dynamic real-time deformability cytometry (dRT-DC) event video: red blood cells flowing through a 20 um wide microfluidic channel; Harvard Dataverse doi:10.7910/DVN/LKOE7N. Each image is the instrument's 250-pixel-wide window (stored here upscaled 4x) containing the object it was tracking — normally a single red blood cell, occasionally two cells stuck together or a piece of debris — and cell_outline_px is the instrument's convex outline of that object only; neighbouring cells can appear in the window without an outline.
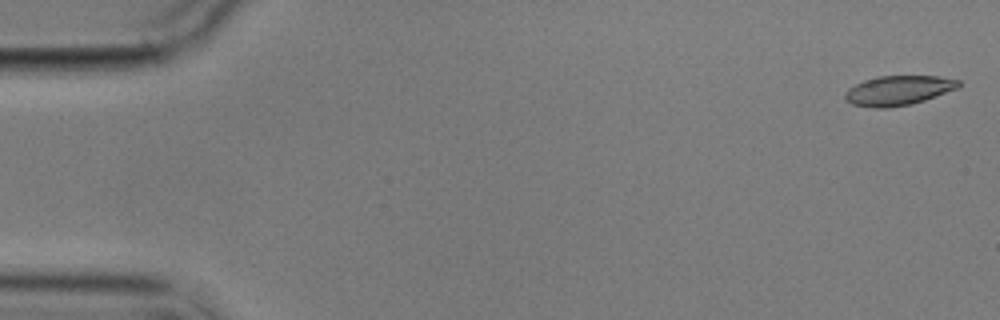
{"species": "common noctule bat (a hibernating species)", "species_latin": "Nyctalus noctula", "temperature_condition": "cold", "stored_images_in_passage": 5, "camera_frame_rate_fps": 3000, "um_per_image_px": 0.085, "animal": {"sex": "male", "body_mass_g": 17.9}, "frame": {"image": 1, "passage_image": 1, "time_ms": 0.0, "image_size_px": [1000, 320], "cell_outline_px": [[960, 84], [956, 88], [924, 100], [912, 104], [888, 108], [872, 108], [852, 104], [844, 96], [848, 88], [864, 80], [880, 76], [940, 76], [960, 80]], "centroid_in_image_um": [76.34, 7.69], "position_along_channel_um": 8.7, "area_um2": 19.42}}
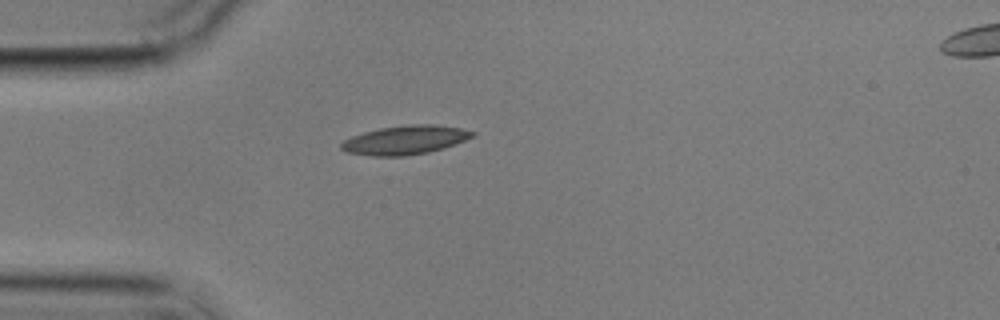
{"frame": {"image": 2, "passage_image": 5, "time_ms": 4.667, "image_size_px": [1000, 320], "cell_outline_px": [[476, 136], [456, 144], [444, 148], [428, 152], [404, 156], [372, 156], [344, 152], [340, 148], [340, 144], [344, 140], [352, 136], [364, 132], [380, 128], [412, 124], [432, 124], [460, 128], [476, 132]], "centroid_in_image_um": [34.44, 11.9], "position_along_channel_um": 50.6, "area_um2": 22.2}}